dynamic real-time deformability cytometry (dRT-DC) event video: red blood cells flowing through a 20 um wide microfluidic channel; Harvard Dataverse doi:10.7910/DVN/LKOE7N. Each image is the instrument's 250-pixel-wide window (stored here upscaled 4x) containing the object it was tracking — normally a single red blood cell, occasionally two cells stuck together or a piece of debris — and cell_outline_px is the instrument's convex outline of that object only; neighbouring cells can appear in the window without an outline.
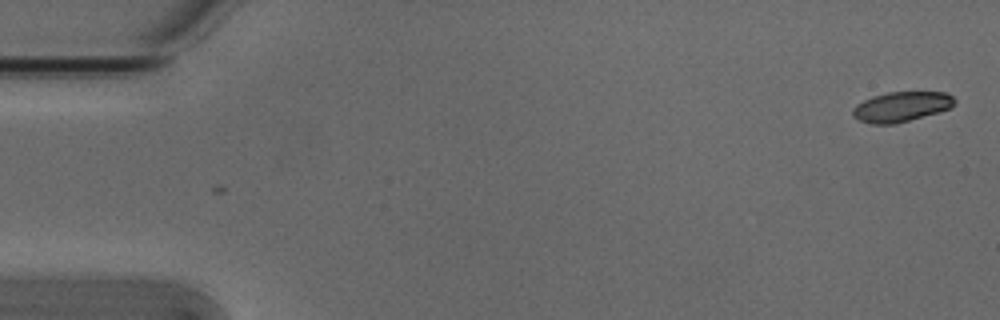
{"species": "Egyptian fruit bat (a non-hibernating species)", "species_latin": "Rousettus aegyptiacus", "temperature_condition": "cold", "stored_images_in_passage": 3, "camera_frame_rate_fps": 3000, "um_per_image_px": 0.085, "animal": {"sex": "male"}, "frame": {"image": 1, "passage_image": 3, "time_ms": 0.667, "image_size_px": [1000, 320], "cell_outline_px": [[956, 104], [940, 112], [896, 124], [872, 124], [860, 120], [852, 116], [852, 108], [856, 104], [872, 96], [888, 92], [944, 92], [952, 96], [956, 100]], "centroid_in_image_um": [76.61, 9.07], "position_along_channel_um": 8.4, "area_um2": 17.92}}